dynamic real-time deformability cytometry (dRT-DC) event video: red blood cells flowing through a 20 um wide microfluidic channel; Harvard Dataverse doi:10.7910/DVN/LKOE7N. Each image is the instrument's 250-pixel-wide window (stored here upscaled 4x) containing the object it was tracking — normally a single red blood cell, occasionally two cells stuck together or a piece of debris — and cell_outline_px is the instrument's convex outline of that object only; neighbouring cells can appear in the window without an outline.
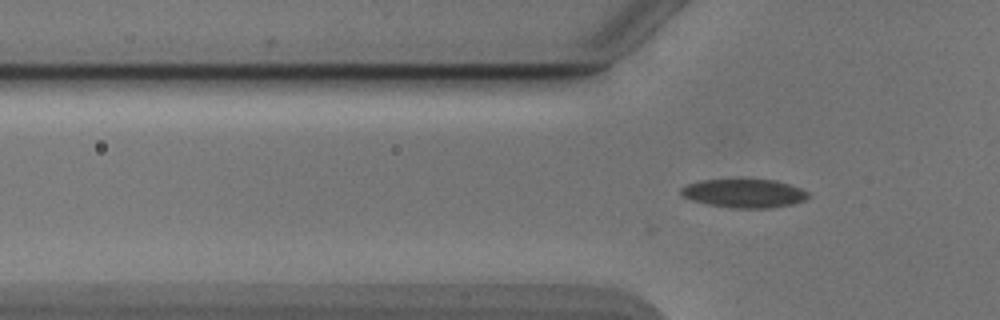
{"species": "Egyptian fruit bat (a non-hibernating species)", "species_latin": "Rousettus aegyptiacus", "temperature_condition": "cold", "stored_images_in_passage": 28, "camera_frame_rate_fps": 3000, "um_per_image_px": 0.085, "animal": {"sex": "male"}, "frame": {"image": 1, "passage_image": 3, "time_ms": 0.667, "image_size_px": [1000, 320], "cell_outline_px": [[812, 196], [804, 200], [792, 204], [772, 208], [732, 208], [708, 204], [692, 200], [684, 196], [680, 192], [680, 188], [688, 184], [700, 180], [776, 180], [800, 188], [808, 192]], "centroid_in_image_um": [63.28, 16.44], "position_along_channel_um": 62.5, "area_um2": 21.1}}
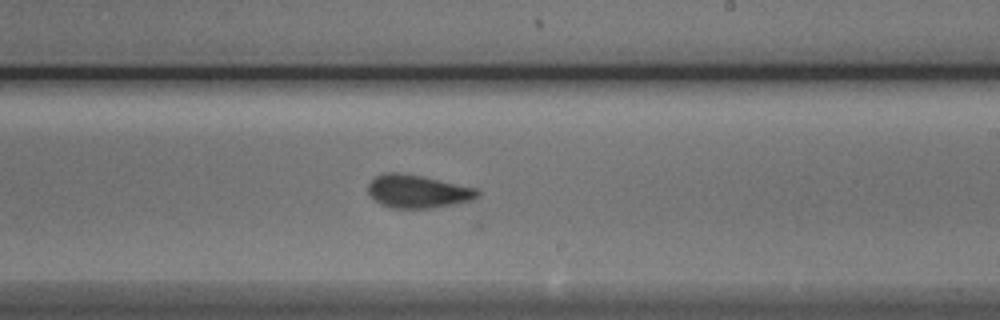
{"frame": {"image": 2, "passage_image": 18, "time_ms": 5.667, "image_size_px": [1000, 320], "cell_outline_px": [[480, 196], [472, 200], [432, 208], [392, 208], [380, 204], [368, 192], [368, 184], [376, 176], [384, 172], [400, 172], [424, 176], [476, 188], [480, 192]], "centroid_in_image_um": [35.51, 16.26], "position_along_channel_um": 253.5, "area_um2": 21.15}}
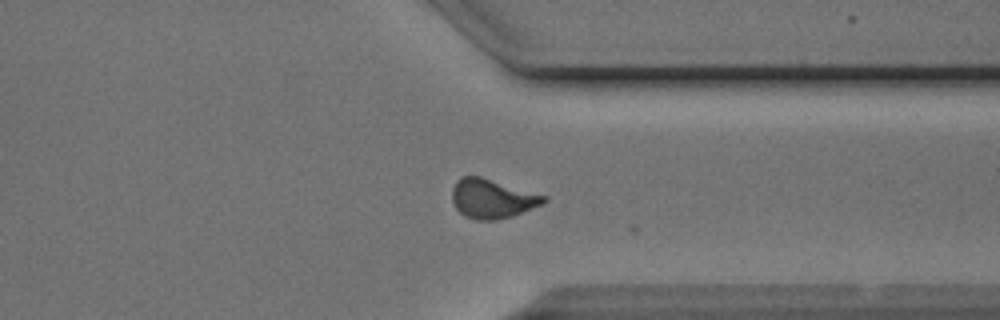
{"frame": {"image": 3, "passage_image": 27, "time_ms": 8.667, "image_size_px": [1000, 320], "cell_outline_px": [[548, 200], [544, 204], [512, 216], [496, 220], [476, 220], [464, 216], [456, 208], [452, 200], [452, 188], [456, 180], [460, 176], [480, 176], [548, 196]], "centroid_in_image_um": [41.84, 16.88], "position_along_channel_um": 369.6, "area_um2": 21.15}, "authors_computed_cell_mechanics": {"area_um2": 21.097, "velocity_mm_per_s": 3.8817, "shape_relaxation_time_tau1_ms": 3.6482, "shape_relaxation_time_tau2_ms": 1.7445, "deformation_change_tau1": 0.1131, "deformation_change_tau2": 0.0622}}